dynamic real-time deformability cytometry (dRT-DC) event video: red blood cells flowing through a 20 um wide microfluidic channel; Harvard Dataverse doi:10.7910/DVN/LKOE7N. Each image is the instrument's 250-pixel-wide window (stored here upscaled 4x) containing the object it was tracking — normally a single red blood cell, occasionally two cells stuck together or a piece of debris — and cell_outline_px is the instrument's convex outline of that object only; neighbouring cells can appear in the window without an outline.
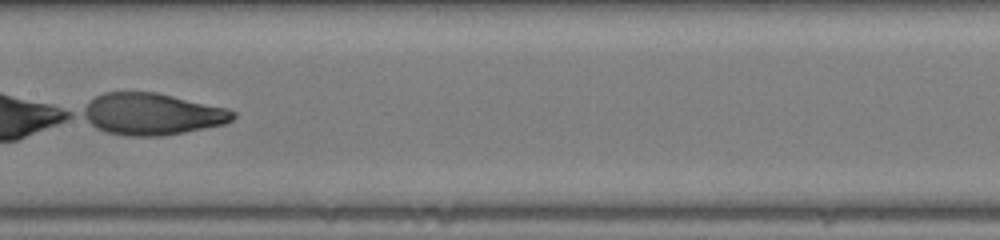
{"species": "human", "species_latin": "Homo sapiens", "temperature_condition": "room temperature", "stored_images_in_passage": 28, "camera_frame_rate_fps": 3000, "um_per_image_px": 0.085, "donor": {"sex": "male"}, "frame": {"image": 1, "passage_image": 10, "time_ms": 3.0, "image_size_px": [1000, 240], "cell_outline_px": [[232, 116], [228, 120], [212, 124], [168, 132], [128, 132], [108, 128], [100, 124], [152, 96], [160, 96], [208, 108]], "centroid_in_image_um": [13.93, 9.91], "position_along_channel_um": 193.5, "area_um2": 20.75}}
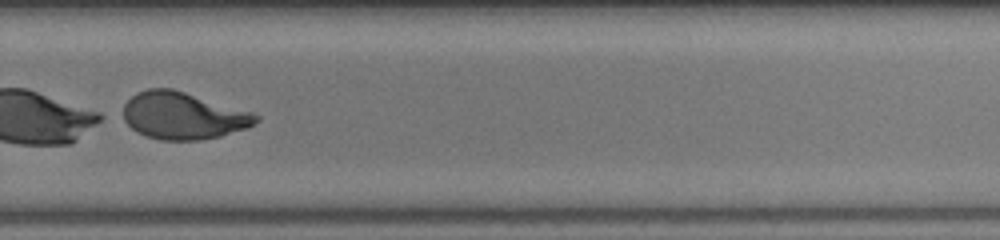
{"frame": {"image": 2, "passage_image": 18, "time_ms": 5.667, "image_size_px": [1000, 240], "cell_outline_px": [[252, 120], [248, 124], [208, 136], [156, 136], [144, 132], [136, 128], [132, 124], [156, 92], [176, 92], [188, 96]], "centroid_in_image_um": [15.72, 9.95], "position_along_channel_um": 314.1, "area_um2": 24.85}}
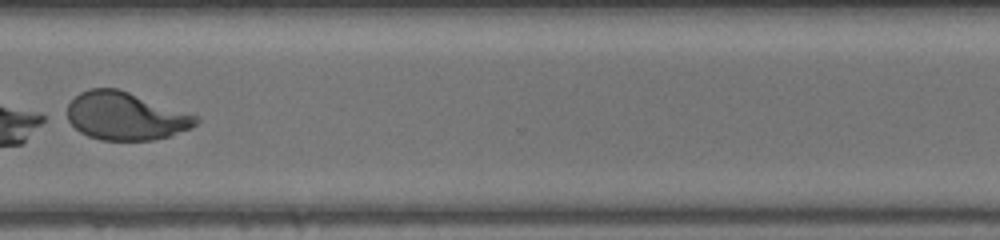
{"frame": {"image": 3, "passage_image": 21, "time_ms": 6.667, "image_size_px": [1000, 240], "cell_outline_px": [[188, 124], [180, 128], [156, 136], [132, 140], [116, 140], [96, 136], [80, 128], [76, 124], [112, 92], [120, 92]], "centroid_in_image_um": [10.82, 10.16], "position_along_channel_um": 359.8, "area_um2": 22.66}}